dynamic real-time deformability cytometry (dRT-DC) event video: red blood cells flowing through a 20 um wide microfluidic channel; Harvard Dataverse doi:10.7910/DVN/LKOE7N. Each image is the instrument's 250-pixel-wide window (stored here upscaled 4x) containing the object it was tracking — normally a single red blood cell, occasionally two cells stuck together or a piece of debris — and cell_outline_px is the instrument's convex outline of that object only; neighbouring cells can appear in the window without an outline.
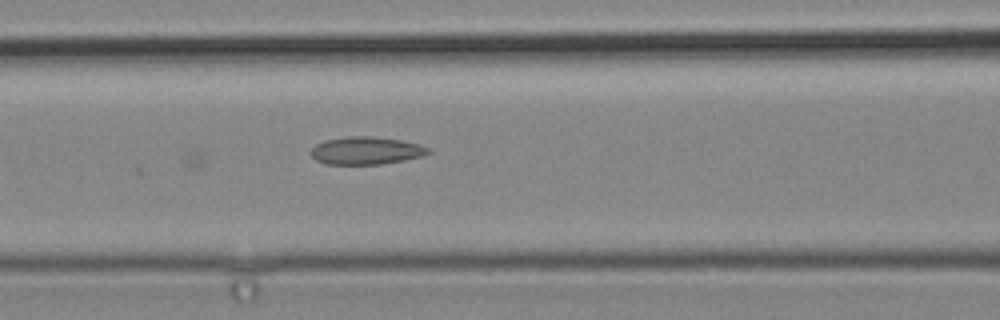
{"species": "common noctule bat (a hibernating species)", "species_latin": "Nyctalus noctula", "temperature_condition": "cold", "stored_images_in_passage": 7, "camera_frame_rate_fps": 3000, "um_per_image_px": 0.085, "animal": {"sex": "male", "body_mass_g": 19.2, "forearm_length_mm": 51.8}, "frame": {"image": 1, "passage_image": 7, "time_ms": 2.0, "image_size_px": [1000, 320], "cell_outline_px": [[432, 152], [424, 156], [404, 160], [380, 164], [324, 164], [316, 160], [308, 152], [316, 144], [324, 140], [348, 136], [372, 136], [404, 140], [420, 144], [428, 148]], "centroid_in_image_um": [31.12, 12.79], "position_along_channel_um": 135.5, "area_um2": 19.19}}